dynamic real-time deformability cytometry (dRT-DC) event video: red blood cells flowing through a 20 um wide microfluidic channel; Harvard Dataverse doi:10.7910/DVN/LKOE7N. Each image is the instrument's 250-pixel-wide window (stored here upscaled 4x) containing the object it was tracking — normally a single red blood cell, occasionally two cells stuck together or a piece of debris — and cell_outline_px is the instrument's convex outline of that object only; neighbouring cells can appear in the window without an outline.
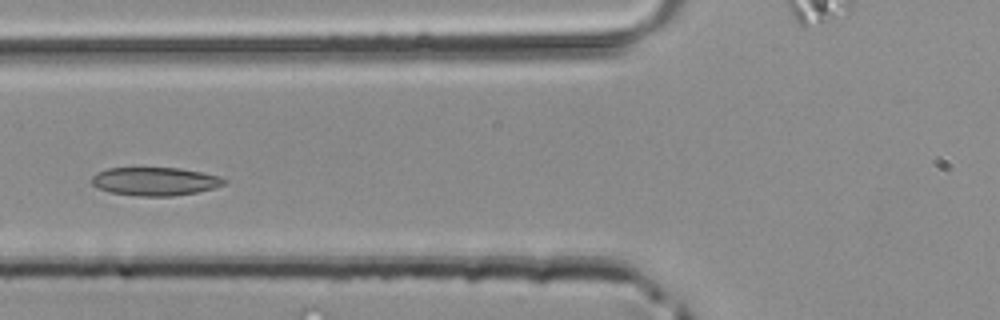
{"species": "common noctule bat (a hibernating species)", "species_latin": "Nyctalus noctula", "temperature_condition": "room temperature", "stored_images_in_passage": 4, "camera_frame_rate_fps": 3000, "um_per_image_px": 0.085, "animal": {"sex": "male", "body_mass_g": 20.4}, "frame": {"image": 1, "passage_image": 3, "time_ms": 0.667, "image_size_px": [1000, 320], "cell_outline_px": [[228, 180], [224, 184], [216, 188], [196, 192], [172, 196], [140, 196], [112, 192], [100, 188], [92, 184], [88, 180], [96, 172], [108, 168], [180, 168], [220, 176]], "centroid_in_image_um": [13.18, 15.41], "position_along_channel_um": 112.6, "area_um2": 21.85}}